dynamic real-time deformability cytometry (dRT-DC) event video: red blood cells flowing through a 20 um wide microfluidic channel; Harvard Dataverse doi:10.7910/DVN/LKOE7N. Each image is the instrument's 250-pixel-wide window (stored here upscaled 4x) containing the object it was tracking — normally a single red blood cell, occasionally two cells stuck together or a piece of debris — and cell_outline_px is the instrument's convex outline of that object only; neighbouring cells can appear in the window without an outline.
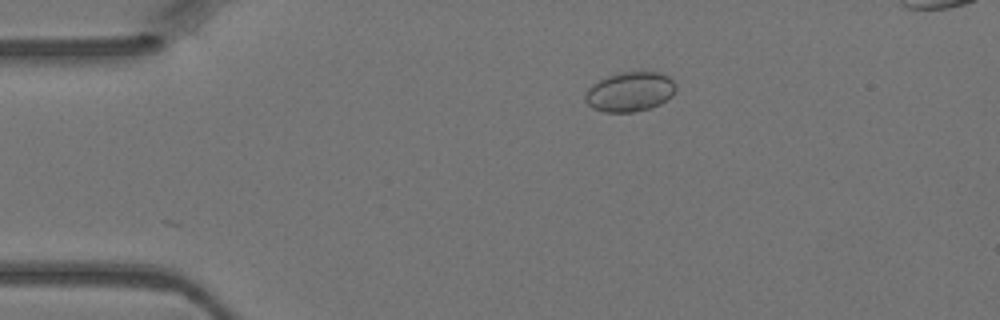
{"species": "Egyptian fruit bat (a non-hibernating species)", "species_latin": "Rousettus aegyptiacus", "temperature_condition": "warm", "stored_images_in_passage": 5, "camera_frame_rate_fps": 3000, "um_per_image_px": 0.085, "animal": {"sex": "female"}, "frame": {"image": 1, "passage_image": 3, "time_ms": 0.667, "image_size_px": [1000, 320], "cell_outline_px": [[676, 88], [672, 96], [660, 104], [648, 108], [632, 112], [604, 112], [592, 108], [584, 100], [584, 96], [588, 88], [592, 84], [608, 76], [620, 72], [660, 72], [668, 76], [676, 84]], "centroid_in_image_um": [53.53, 7.8], "position_along_channel_um": 31.5, "area_um2": 20.92}}